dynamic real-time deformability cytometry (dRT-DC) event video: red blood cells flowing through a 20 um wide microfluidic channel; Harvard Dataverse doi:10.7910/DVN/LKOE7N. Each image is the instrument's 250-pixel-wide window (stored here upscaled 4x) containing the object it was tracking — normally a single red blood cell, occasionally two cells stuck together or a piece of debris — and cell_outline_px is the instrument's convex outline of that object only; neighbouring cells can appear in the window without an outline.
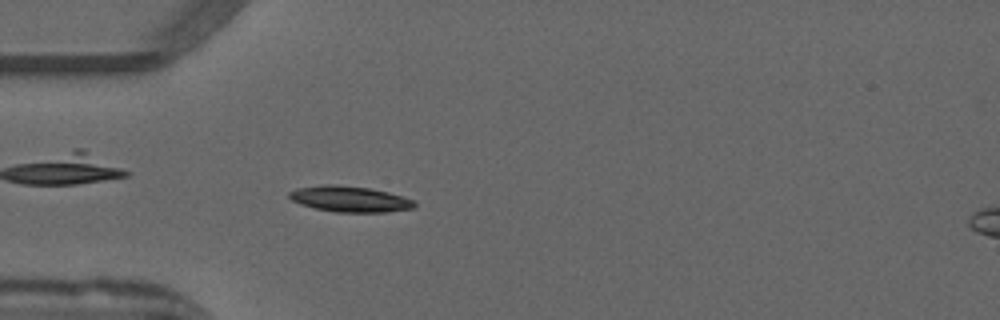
{"species": "common noctule bat (a hibernating species)", "species_latin": "Nyctalus noctula", "temperature_condition": "warm", "stored_images_in_passage": 52, "camera_frame_rate_fps": 3000, "um_per_image_px": 0.085, "animal": {"sex": "male", "forearm_length_mm": 52.5}, "frame": {"image": 1, "passage_image": 15, "time_ms": 4.667, "image_size_px": [1000, 320], "cell_outline_px": [[416, 208], [388, 212], [336, 212], [316, 208], [300, 204], [292, 200], [288, 196], [288, 192], [296, 188], [324, 184], [332, 184], [368, 188], [388, 192], [404, 196], [416, 200]], "centroid_in_image_um": [29.77, 16.92], "position_along_channel_um": 55.2, "area_um2": 19.02}}
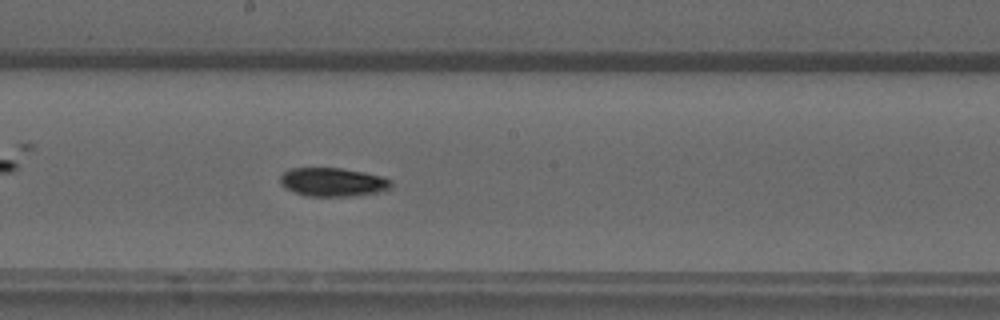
{"frame": {"image": 2, "passage_image": 28, "time_ms": 9.0, "image_size_px": [1000, 320], "cell_outline_px": [[392, 188], [380, 192], [360, 196], [308, 196], [296, 192], [280, 184], [280, 176], [288, 168], [340, 168], [364, 172], [384, 176], [392, 180]], "centroid_in_image_um": [28.36, 15.48], "position_along_channel_um": 219.8, "area_um2": 18.73}}
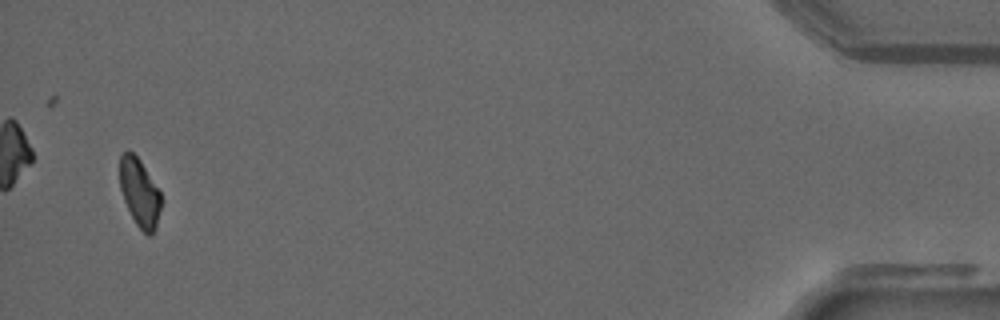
{"frame": {"image": 3, "passage_image": 50, "time_ms": 16.333, "image_size_px": [1000, 320], "cell_outline_px": [[160, 208], [156, 228], [152, 236], [148, 236], [136, 224], [124, 200], [120, 188], [120, 156], [128, 148], [140, 160], [160, 192]], "centroid_in_image_um": [11.86, 16.37], "position_along_channel_um": 423.3, "area_um2": 16.18}, "authors_computed_cell_mechanics": {"area_um2": 17.7157, "velocity_mm_per_s": 3.9448, "shape_relaxation_time_tau1_ms": 4.6073, "shape_relaxation_time_tau2_ms": 9.654, "deformation_change_tau1": 0.1638, "deformation_change_tau2": 0.1107}}